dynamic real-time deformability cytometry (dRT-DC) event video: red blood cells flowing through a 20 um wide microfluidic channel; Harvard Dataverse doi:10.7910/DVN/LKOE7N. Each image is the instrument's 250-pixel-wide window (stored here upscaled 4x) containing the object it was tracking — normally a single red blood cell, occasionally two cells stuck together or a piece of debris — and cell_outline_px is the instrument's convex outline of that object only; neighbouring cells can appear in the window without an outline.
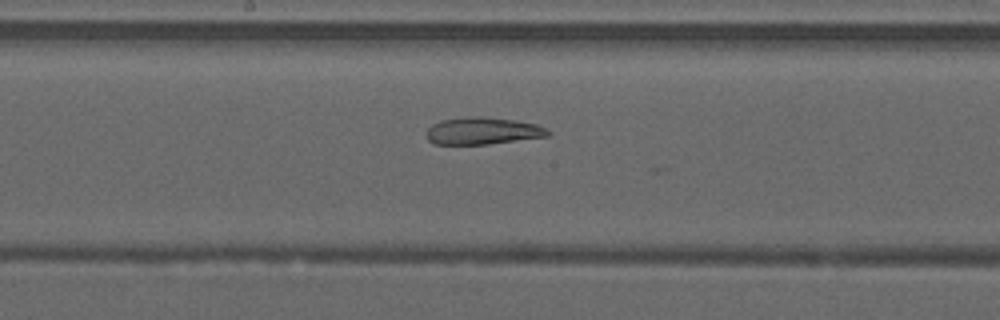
{"species": "common noctule bat (a hibernating species)", "species_latin": "Nyctalus noctula", "temperature_condition": "warm", "stored_images_in_passage": 41, "camera_frame_rate_fps": 3000, "um_per_image_px": 0.085, "animal": {"sex": "male", "forearm_length_mm": 52.5}, "frame": {"image": 1, "passage_image": 24, "time_ms": 7.667, "image_size_px": [1000, 320], "cell_outline_px": [[552, 132], [548, 136], [488, 144], [432, 144], [428, 140], [428, 128], [432, 124], [440, 120], [468, 116], [480, 116], [512, 120], [536, 124]], "centroid_in_image_um": [41.0, 11.12], "position_along_channel_um": 207.2, "area_um2": 19.07}}
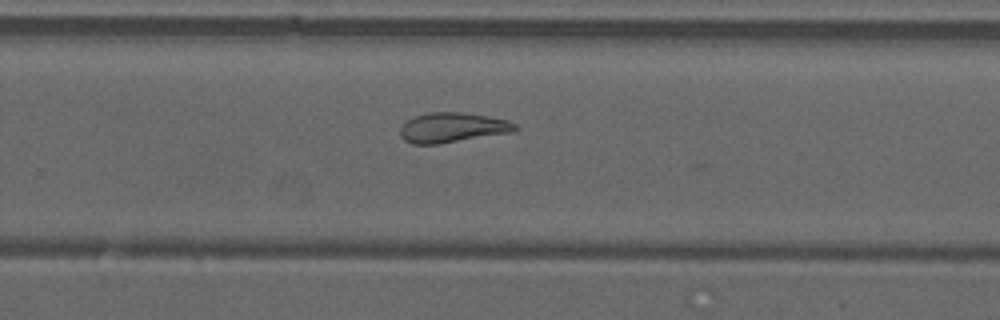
{"frame": {"image": 2, "passage_image": 30, "time_ms": 9.667, "image_size_px": [1000, 320], "cell_outline_px": [[516, 128], [512, 132], [436, 144], [412, 144], [404, 140], [400, 136], [400, 128], [408, 120], [416, 116], [428, 112], [460, 112], [488, 116], [508, 120], [516, 124]], "centroid_in_image_um": [38.43, 10.84], "position_along_channel_um": 291.4, "area_um2": 19.77}}
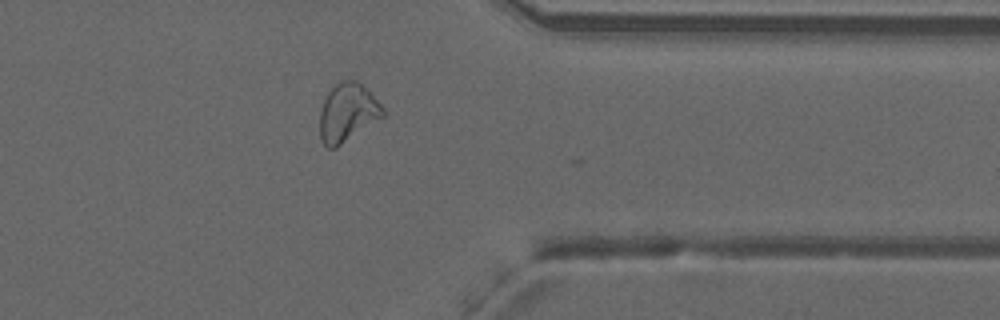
{"frame": {"image": 3, "passage_image": 37, "time_ms": 12.0, "image_size_px": [1000, 320], "cell_outline_px": [[384, 116], [336, 148], [328, 148], [320, 140], [320, 112], [324, 100], [328, 92], [340, 80], [356, 80], [384, 108]], "centroid_in_image_um": [29.51, 9.59], "position_along_channel_um": 381.9, "area_um2": 21.1}, "authors_computed_cell_mechanics": {"area_um2": 21.6172, "velocity_mm_per_s": 4.2269, "shape_relaxation_time_tau1_ms": null, "shape_relaxation_time_tau2_ms": 5.9723, "deformation_change_tau1": null, "deformation_change_tau2": 0.1681}}